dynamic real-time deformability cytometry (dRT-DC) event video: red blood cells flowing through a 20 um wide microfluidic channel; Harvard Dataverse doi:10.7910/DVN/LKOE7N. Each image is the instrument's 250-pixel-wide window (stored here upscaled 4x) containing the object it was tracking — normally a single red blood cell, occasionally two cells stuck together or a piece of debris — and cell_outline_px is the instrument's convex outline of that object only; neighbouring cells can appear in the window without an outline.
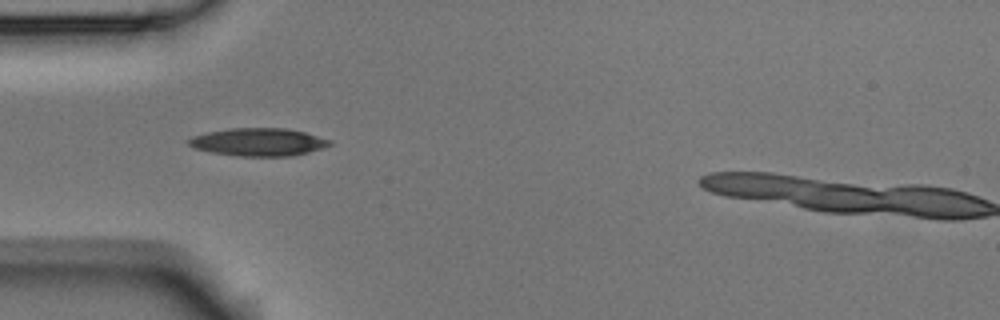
{"species": "Egyptian fruit bat (a non-hibernating species)", "species_latin": "Rousettus aegyptiacus", "temperature_condition": "room temperature", "stored_images_in_passage": 6, "segment_of_instrument_passage": [1, 2], "camera_frame_rate_fps": 3000, "um_per_image_px": 0.085, "animal": {"sex": "male"}, "frame": {"image": 1, "passage_image": 4, "time_ms": 1.0, "image_size_px": [1000, 320], "cell_outline_px": [[332, 144], [308, 152], [292, 156], [240, 156], [212, 152], [192, 148], [188, 144], [188, 140], [192, 136], [208, 132], [232, 128], [284, 128], [304, 132], [332, 140]], "centroid_in_image_um": [21.95, 12.07], "position_along_channel_um": 63.0, "area_um2": 22.72}}
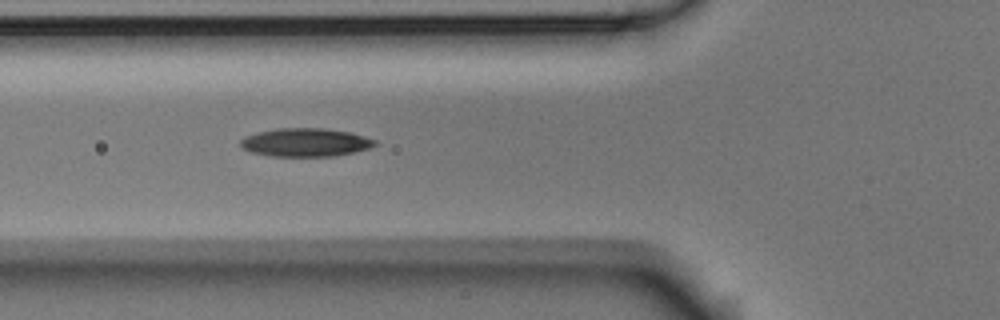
{"frame": {"image": 2, "passage_image": 5, "time_ms": 1.333, "image_size_px": [1000, 320], "cell_outline_px": [[376, 144], [368, 148], [352, 152], [332, 156], [272, 156], [252, 152], [244, 148], [240, 144], [240, 140], [244, 136], [256, 132], [276, 128], [324, 128], [348, 132], [364, 136], [376, 140]], "centroid_in_image_um": [25.92, 12.09], "position_along_channel_um": 99.9, "area_um2": 22.02}}